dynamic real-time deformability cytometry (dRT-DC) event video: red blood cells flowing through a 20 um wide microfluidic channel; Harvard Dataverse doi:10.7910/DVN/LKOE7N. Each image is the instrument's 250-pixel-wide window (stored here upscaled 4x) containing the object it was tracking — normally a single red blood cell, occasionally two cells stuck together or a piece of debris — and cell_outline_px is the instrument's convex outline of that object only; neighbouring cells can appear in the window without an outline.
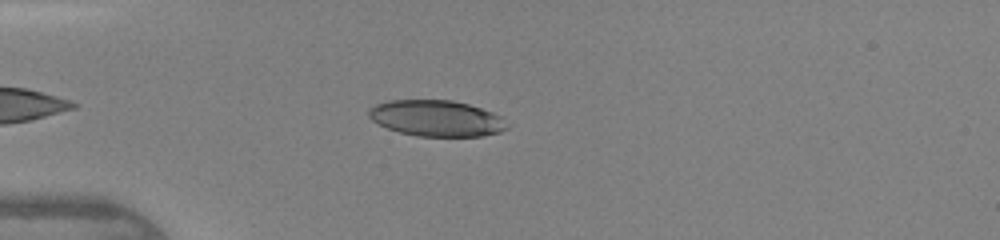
{"species": "human", "species_latin": "Homo sapiens", "temperature_condition": "warm", "stored_images_in_passage": 35, "camera_frame_rate_fps": 3000, "um_per_image_px": 0.085, "donor": {"sex": "female"}, "frame": {"image": 1, "passage_image": 6, "time_ms": 1.667, "image_size_px": [1000, 240], "cell_outline_px": [[512, 124], [508, 128], [500, 132], [480, 136], [416, 136], [400, 132], [388, 128], [372, 120], [368, 116], [368, 112], [376, 104], [388, 100], [452, 100], [468, 104], [492, 112], [500, 116]], "centroid_in_image_um": [37.15, 10.05], "position_along_channel_um": 47.9, "area_um2": 29.07}}
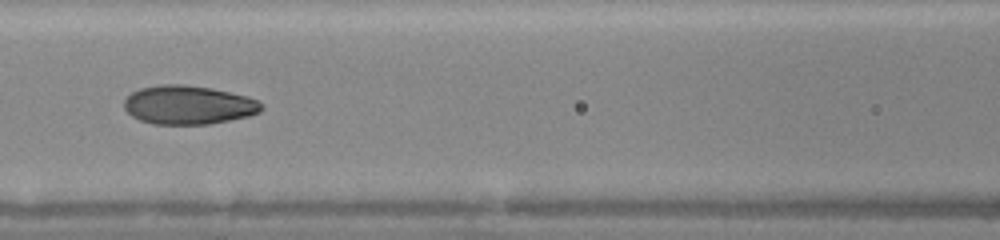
{"frame": {"image": 2, "passage_image": 14, "time_ms": 4.333, "image_size_px": [1000, 240], "cell_outline_px": [[264, 108], [260, 112], [248, 116], [208, 124], [152, 124], [140, 120], [132, 116], [124, 108], [124, 100], [132, 92], [140, 88], [160, 84], [180, 84], [212, 88], [248, 96], [260, 100], [264, 104]], "centroid_in_image_um": [16.04, 8.91], "position_along_channel_um": 150.6, "area_um2": 31.21}}
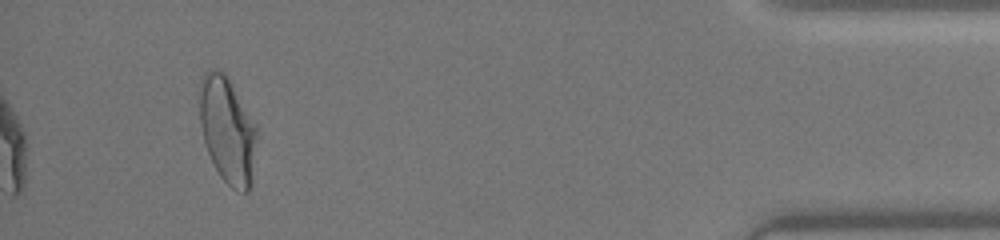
{"frame": {"image": 3, "passage_image": 35, "time_ms": 11.333, "image_size_px": [1000, 240], "cell_outline_px": [[256, 136], [252, 184], [248, 192], [244, 192], [232, 188], [220, 176], [208, 152], [204, 140], [200, 124], [196, 92], [200, 80], [204, 72], [212, 68], [216, 68], [224, 72], [228, 76], [256, 128]], "centroid_in_image_um": [19.27, 11.0], "position_along_channel_um": 415.9, "area_um2": 35.72}}